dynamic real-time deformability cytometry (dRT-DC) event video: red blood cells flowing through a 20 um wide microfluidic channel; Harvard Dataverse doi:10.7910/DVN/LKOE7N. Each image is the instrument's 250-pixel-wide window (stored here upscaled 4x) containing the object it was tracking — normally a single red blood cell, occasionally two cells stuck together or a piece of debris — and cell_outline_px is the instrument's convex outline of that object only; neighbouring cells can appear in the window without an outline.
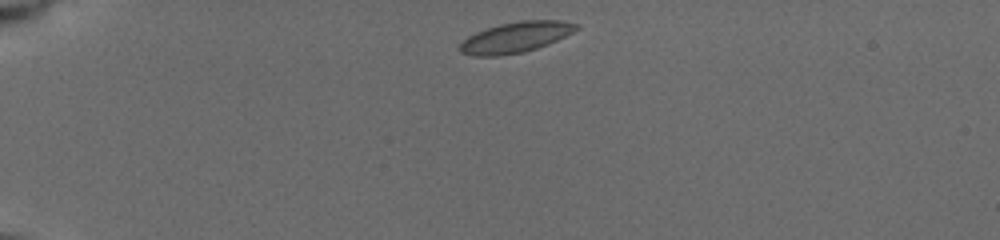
{"species": "common noctule bat (a hibernating species)", "species_latin": "Nyctalus noctula", "temperature_condition": "cold", "stored_images_in_passage": 42, "camera_frame_rate_fps": 3000, "um_per_image_px": 0.085, "animal": {"sex": "female", "body_mass_g": 19.5, "forearm_length_mm": 54.1}, "frame": {"image": 1, "passage_image": 1, "time_ms": 0.0, "image_size_px": [1000, 240], "cell_outline_px": [[580, 28], [548, 44], [524, 52], [500, 56], [472, 56], [460, 52], [460, 44], [468, 36], [476, 32], [500, 24], [520, 20], [560, 20], [580, 24]], "centroid_in_image_um": [43.84, 3.17], "position_along_channel_um": 41.2, "area_um2": 20.75}}
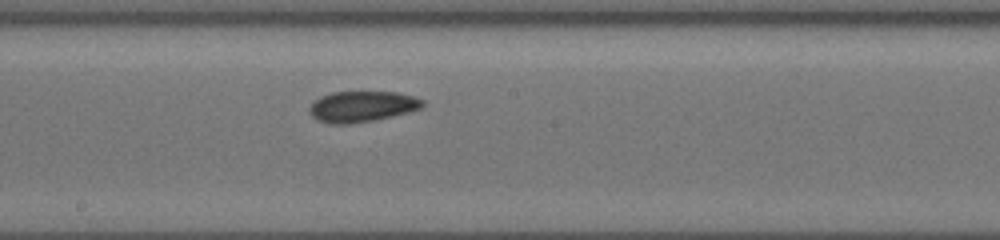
{"frame": {"image": 2, "passage_image": 17, "time_ms": 6.0, "image_size_px": [1000, 240], "cell_outline_px": [[424, 108], [392, 116], [372, 120], [348, 124], [328, 124], [316, 120], [308, 112], [308, 108], [320, 96], [332, 92], [396, 92], [412, 96], [424, 100]], "centroid_in_image_um": [30.75, 9.06], "position_along_channel_um": 217.4, "area_um2": 20.4}}
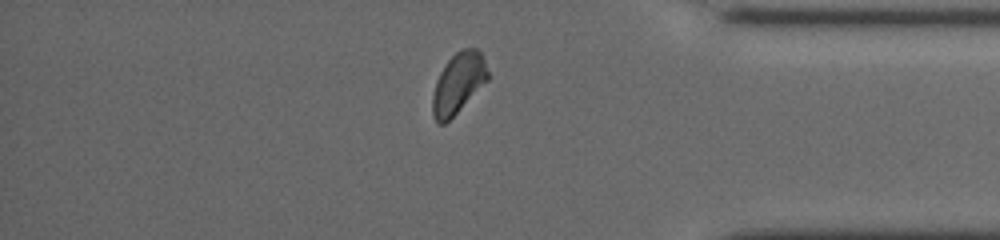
{"frame": {"image": 3, "passage_image": 36, "time_ms": 11.0, "image_size_px": [1000, 240], "cell_outline_px": [[488, 80], [444, 124], [436, 124], [432, 112], [432, 96], [436, 80], [440, 72], [448, 60], [456, 52], [464, 48], [476, 48], [480, 52], [484, 60], [488, 72]], "centroid_in_image_um": [38.93, 7.07], "position_along_channel_um": 396.3, "area_um2": 19.19}, "authors_computed_cell_mechanics": {"area_um2": 19.7098, "velocity_mm_per_s": 3.8716, "shape_relaxation_time_tau1_ms": 5.1365, "shape_relaxation_time_tau2_ms": 2.3016, "deformation_change_tau1": 0.0711, "deformation_change_tau2": 0.0656}}